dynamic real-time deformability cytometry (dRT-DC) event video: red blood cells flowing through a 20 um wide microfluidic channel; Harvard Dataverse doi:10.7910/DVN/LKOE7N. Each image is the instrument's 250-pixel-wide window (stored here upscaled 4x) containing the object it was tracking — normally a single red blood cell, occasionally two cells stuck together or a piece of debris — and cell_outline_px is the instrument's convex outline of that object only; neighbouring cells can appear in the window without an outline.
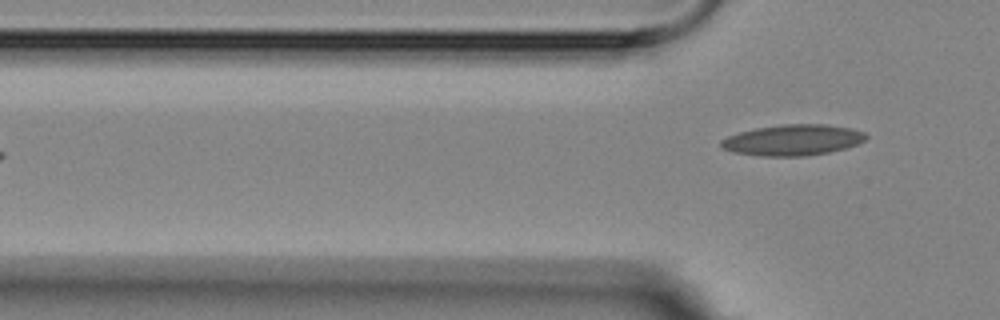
{"species": "Egyptian fruit bat (a non-hibernating species)", "species_latin": "Rousettus aegyptiacus", "temperature_condition": "room temperature", "stored_images_in_passage": 4, "camera_frame_rate_fps": 3000, "um_per_image_px": 0.085, "animal": {"sex": "female"}, "frame": {"image": 1, "passage_image": 4, "time_ms": 4.333, "image_size_px": [1000, 320], "cell_outline_px": [[868, 136], [864, 140], [856, 144], [844, 148], [828, 152], [804, 156], [760, 156], [732, 152], [720, 148], [720, 140], [728, 136], [740, 132], [756, 128], [780, 124], [828, 124], [848, 128], [864, 132]], "centroid_in_image_um": [67.33, 11.9], "position_along_channel_um": 58.5, "area_um2": 26.07}}